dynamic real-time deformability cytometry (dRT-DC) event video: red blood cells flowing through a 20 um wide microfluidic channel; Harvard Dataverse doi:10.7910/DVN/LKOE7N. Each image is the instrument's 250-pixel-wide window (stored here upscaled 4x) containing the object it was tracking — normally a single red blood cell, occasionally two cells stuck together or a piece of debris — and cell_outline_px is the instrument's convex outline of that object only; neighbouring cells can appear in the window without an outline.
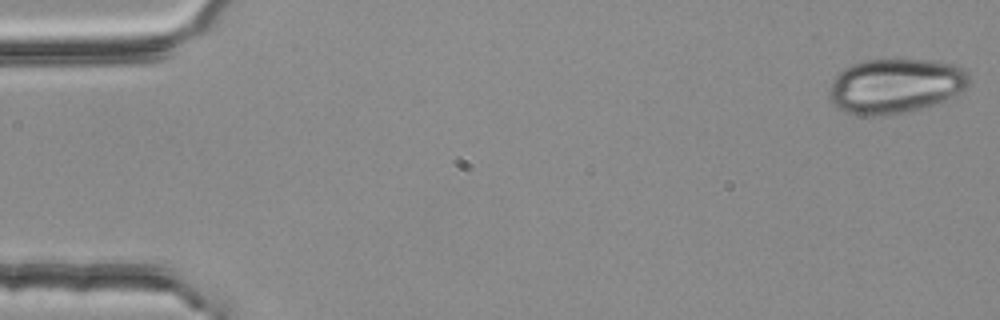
{"species": "common noctule bat (a hibernating species)", "species_latin": "Nyctalus noctula", "temperature_condition": "room temperature", "stored_images_in_passage": 5, "camera_frame_rate_fps": 3000, "um_per_image_px": 0.085, "animal": {"sex": "female", "body_mass_g": 25.1}, "frame": {"image": 1, "passage_image": 5, "time_ms": 1.333, "image_size_px": [1000, 320], "cell_outline_px": [[968, 88], [940, 104], [904, 112], [880, 116], [860, 116], [844, 112], [836, 108], [832, 104], [828, 96], [828, 92], [832, 80], [844, 68], [852, 64], [864, 60], [932, 60], [960, 64], [968, 72]], "centroid_in_image_um": [76.12, 7.31], "position_along_channel_um": 8.9, "area_um2": 45.49}}